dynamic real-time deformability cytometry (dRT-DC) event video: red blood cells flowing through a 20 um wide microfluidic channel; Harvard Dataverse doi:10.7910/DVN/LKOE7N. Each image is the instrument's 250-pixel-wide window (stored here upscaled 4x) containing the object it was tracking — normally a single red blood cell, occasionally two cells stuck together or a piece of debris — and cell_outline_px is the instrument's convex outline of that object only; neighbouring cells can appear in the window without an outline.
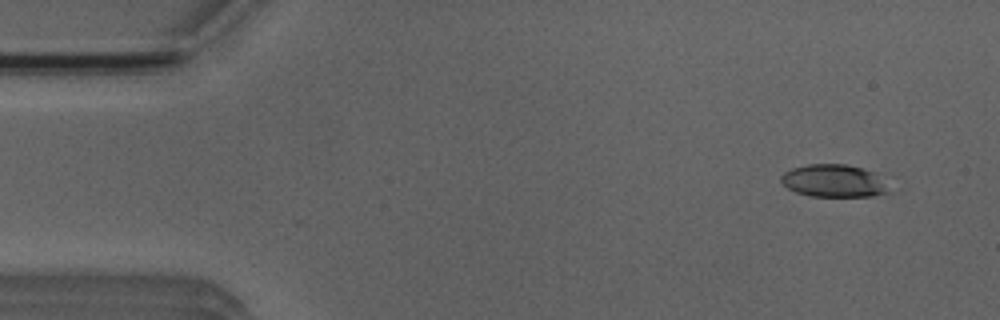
{"species": "Egyptian fruit bat (a non-hibernating species)", "species_latin": "Rousettus aegyptiacus", "temperature_condition": "room temperature", "stored_images_in_passage": 4, "camera_frame_rate_fps": 3000, "um_per_image_px": 0.085, "animal": {"sex": "male"}, "frame": {"image": 1, "passage_image": 1, "time_ms": 0.0, "image_size_px": [1000, 320], "cell_outline_px": [[892, 192], [872, 196], [812, 196], [796, 192], [788, 188], [780, 180], [780, 176], [784, 172], [792, 168], [808, 164], [844, 164], [860, 168], [872, 172]], "centroid_in_image_um": [70.82, 15.38], "position_along_channel_um": 14.2, "area_um2": 20.11}}